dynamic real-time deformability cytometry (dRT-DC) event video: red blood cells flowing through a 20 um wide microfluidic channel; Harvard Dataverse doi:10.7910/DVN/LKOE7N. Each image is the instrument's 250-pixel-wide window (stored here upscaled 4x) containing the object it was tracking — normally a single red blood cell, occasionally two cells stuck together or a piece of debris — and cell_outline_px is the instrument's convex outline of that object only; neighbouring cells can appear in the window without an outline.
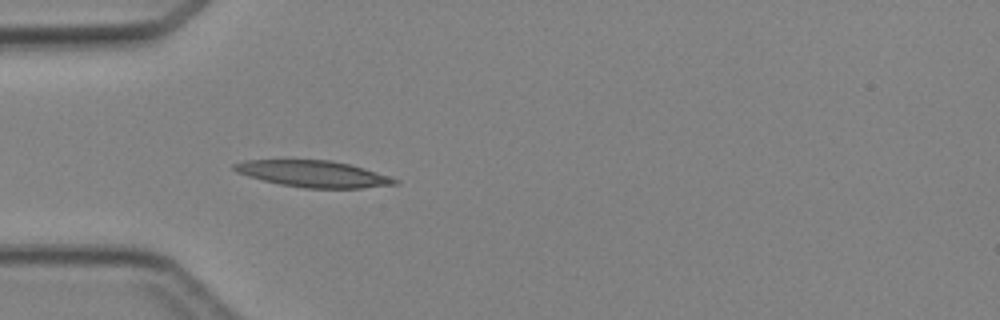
{"species": "Egyptian fruit bat (a non-hibernating species)", "species_latin": "Rousettus aegyptiacus", "temperature_condition": "cold", "stored_images_in_passage": 4, "camera_frame_rate_fps": 3000, "um_per_image_px": 0.085, "animal": {"sex": "female"}, "frame": {"image": 1, "passage_image": 4, "time_ms": 4.333, "image_size_px": [1000, 320], "cell_outline_px": [[400, 184], [360, 188], [304, 188], [280, 184], [248, 176], [236, 172], [232, 168], [232, 164], [244, 160], [332, 160], [364, 168], [392, 176], [400, 180]], "centroid_in_image_um": [26.67, 14.78], "position_along_channel_um": 58.3, "area_um2": 24.91}}